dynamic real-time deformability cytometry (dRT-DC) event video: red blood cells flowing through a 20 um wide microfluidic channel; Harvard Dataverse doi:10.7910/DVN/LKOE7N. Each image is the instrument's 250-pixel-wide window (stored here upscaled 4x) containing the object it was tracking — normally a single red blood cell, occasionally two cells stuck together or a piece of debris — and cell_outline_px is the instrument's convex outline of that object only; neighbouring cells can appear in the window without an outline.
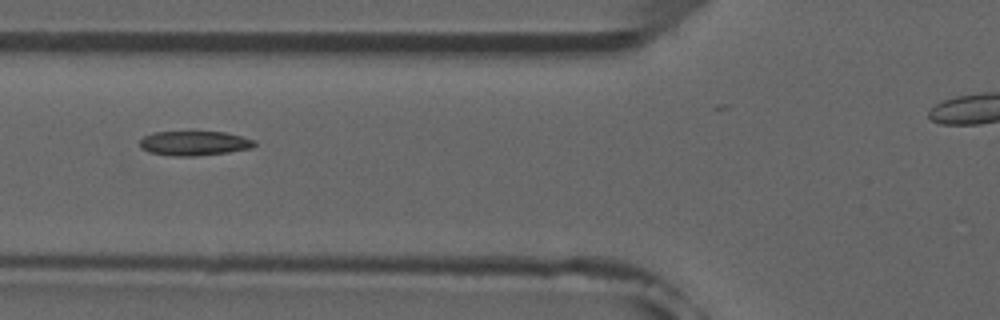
{"species": "common noctule bat (a hibernating species)", "species_latin": "Nyctalus noctula", "temperature_condition": "room temperature", "stored_images_in_passage": 8, "camera_frame_rate_fps": 3000, "um_per_image_px": 0.085, "animal": {"sex": "male", "forearm_length_mm": 52.5}, "frame": {"image": 1, "passage_image": 6, "time_ms": 6.0, "image_size_px": [1000, 320], "cell_outline_px": [[256, 144], [252, 148], [228, 152], [196, 156], [172, 156], [148, 152], [140, 148], [140, 140], [144, 136], [152, 132], [224, 132], [256, 140]], "centroid_in_image_um": [16.49, 12.18], "position_along_channel_um": 109.3, "area_um2": 16.42}}